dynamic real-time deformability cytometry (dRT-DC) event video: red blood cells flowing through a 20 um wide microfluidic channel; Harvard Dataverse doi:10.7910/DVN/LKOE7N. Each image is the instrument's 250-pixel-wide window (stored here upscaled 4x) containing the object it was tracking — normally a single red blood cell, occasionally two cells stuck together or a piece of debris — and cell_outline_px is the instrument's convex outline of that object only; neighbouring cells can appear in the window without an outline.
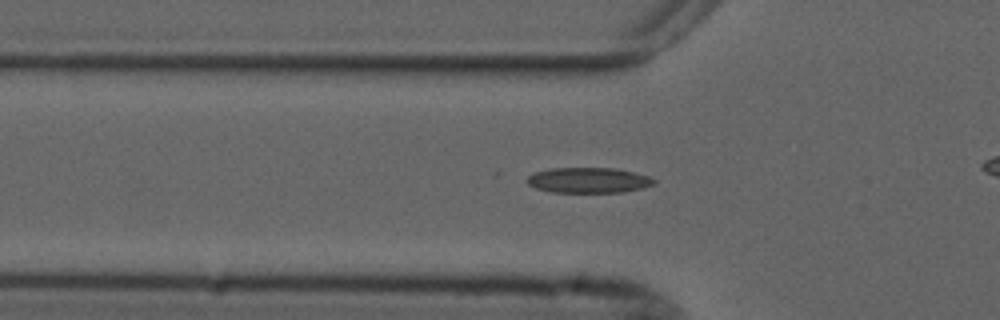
{"species": "common noctule bat (a hibernating species)", "species_latin": "Nyctalus noctula", "temperature_condition": "cold", "stored_images_in_passage": 44, "camera_frame_rate_fps": 3000, "um_per_image_px": 0.085, "animal": {"sex": "male", "forearm_length_mm": 52.5}, "frame": {"image": 1, "passage_image": 17, "time_ms": 5.333, "image_size_px": [1000, 320], "cell_outline_px": [[656, 184], [644, 188], [624, 192], [552, 192], [536, 188], [528, 184], [524, 180], [528, 176], [536, 172], [548, 168], [616, 168], [648, 176], [656, 180]], "centroid_in_image_um": [50.03, 15.32], "position_along_channel_um": 75.8, "area_um2": 18.9}}
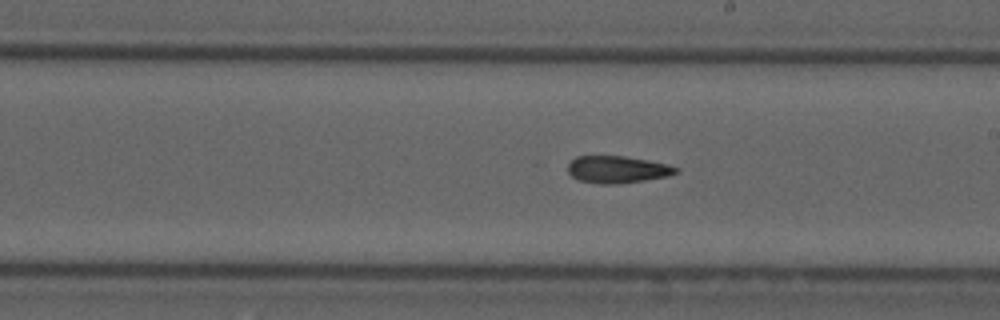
{"frame": {"image": 2, "passage_image": 30, "time_ms": 9.667, "image_size_px": [1000, 320], "cell_outline_px": [[680, 172], [668, 176], [644, 180], [616, 184], [600, 184], [580, 180], [572, 176], [568, 172], [568, 164], [576, 156], [624, 156], [648, 160], [680, 168]], "centroid_in_image_um": [52.48, 14.4], "position_along_channel_um": 236.5, "area_um2": 16.99}}
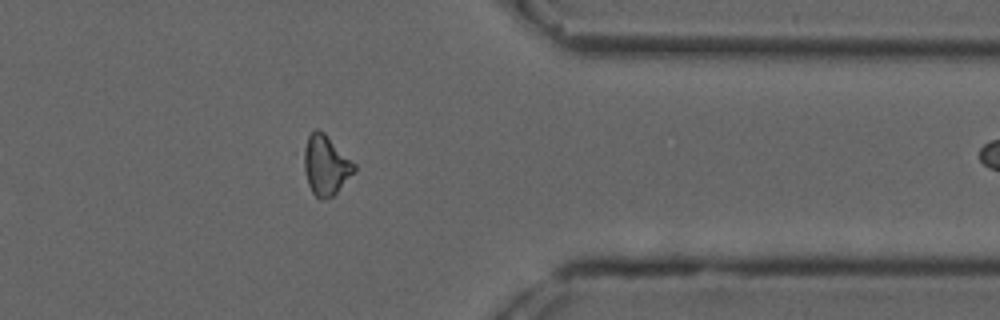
{"frame": {"image": 3, "passage_image": 43, "time_ms": 14.0, "image_size_px": [1000, 320], "cell_outline_px": [[356, 172], [332, 196], [316, 196], [312, 192], [308, 184], [304, 168], [304, 148], [308, 136], [316, 128], [324, 132], [356, 164]], "centroid_in_image_um": [27.71, 14.0], "position_along_channel_um": 383.7, "area_um2": 17.22}}